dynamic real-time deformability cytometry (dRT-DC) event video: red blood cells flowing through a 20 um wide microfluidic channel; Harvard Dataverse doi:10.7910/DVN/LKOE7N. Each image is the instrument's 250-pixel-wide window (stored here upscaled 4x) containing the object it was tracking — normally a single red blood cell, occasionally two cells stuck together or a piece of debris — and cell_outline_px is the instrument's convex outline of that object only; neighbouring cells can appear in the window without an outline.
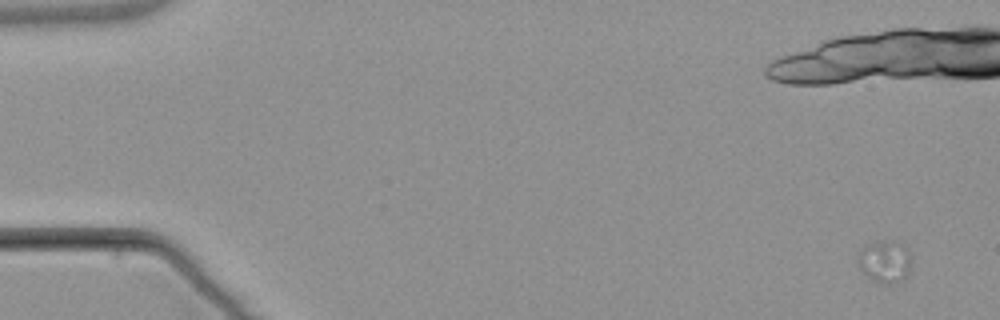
{"species": "common noctule bat (a hibernating species)", "species_latin": "Nyctalus noctula", "temperature_condition": "warm", "stored_images_in_passage": 6, "camera_frame_rate_fps": 3000, "um_per_image_px": 0.085, "animal": {"sex": "male", "body_mass_g": 21.5, "forearm_length_mm": 52.0}, "frame": {"image": 1, "passage_image": 1, "time_ms": 0.0, "image_size_px": [1000, 320], "cell_outline_px": [[908, 276], [900, 280], [888, 284], [880, 284], [872, 280], [860, 268], [856, 252], [860, 248], [884, 240], [904, 244], [908, 252]], "centroid_in_image_um": [75.16, 22.24], "position_along_channel_um": 9.8, "area_um2": 12.83}}